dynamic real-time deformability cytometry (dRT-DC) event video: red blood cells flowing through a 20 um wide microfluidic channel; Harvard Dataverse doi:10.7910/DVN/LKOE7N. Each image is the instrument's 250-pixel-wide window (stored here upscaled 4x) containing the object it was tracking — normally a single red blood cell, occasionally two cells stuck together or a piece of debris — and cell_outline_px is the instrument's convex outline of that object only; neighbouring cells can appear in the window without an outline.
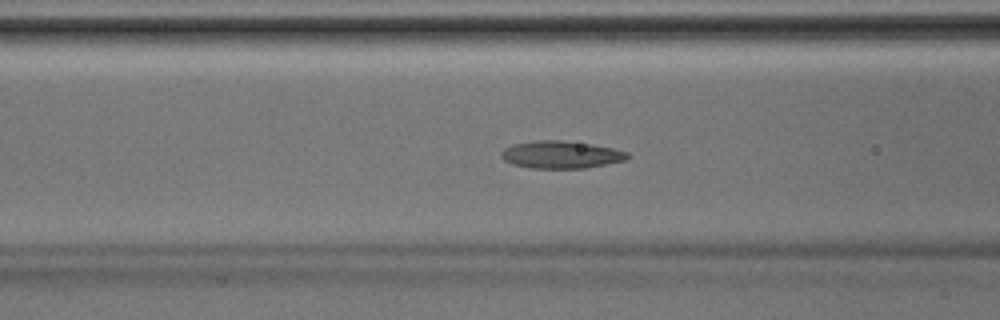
{"species": "Egyptian fruit bat (a non-hibernating species)", "species_latin": "Rousettus aegyptiacus", "temperature_condition": "room temperature", "stored_images_in_passage": 43, "segment_of_instrument_passage": [1, 2], "camera_frame_rate_fps": 3000, "um_per_image_px": 0.085, "animal": {"sex": "male"}, "frame": {"image": 1, "passage_image": 17, "time_ms": 5.333, "image_size_px": [1000, 320], "cell_outline_px": [[632, 156], [624, 160], [584, 168], [532, 168], [512, 164], [504, 160], [500, 156], [500, 152], [504, 148], [512, 144], [536, 140], [560, 140], [592, 144], [612, 148], [628, 152]], "centroid_in_image_um": [47.65, 13.14], "position_along_channel_um": 118.9, "area_um2": 20.17}}
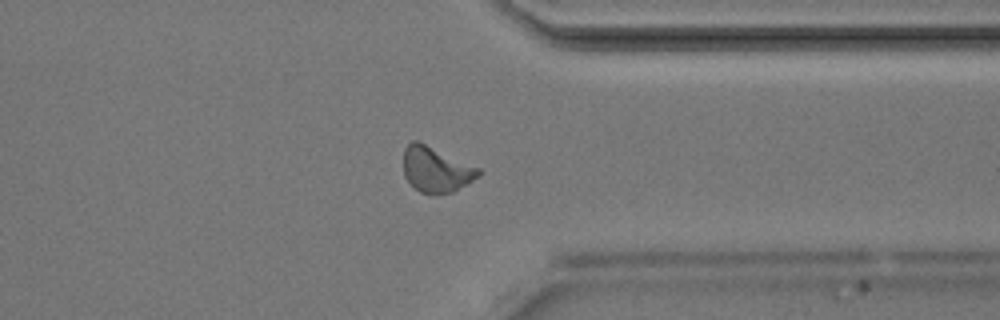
{"frame": {"image": 2, "passage_image": 33, "time_ms": 10.667, "image_size_px": [1000, 320], "cell_outline_px": [[484, 172], [480, 176], [452, 192], [432, 196], [420, 192], [404, 176], [404, 148], [412, 140], [416, 140], [480, 168]], "centroid_in_image_um": [37.08, 14.43], "position_along_channel_um": 374.3, "area_um2": 19.88}}
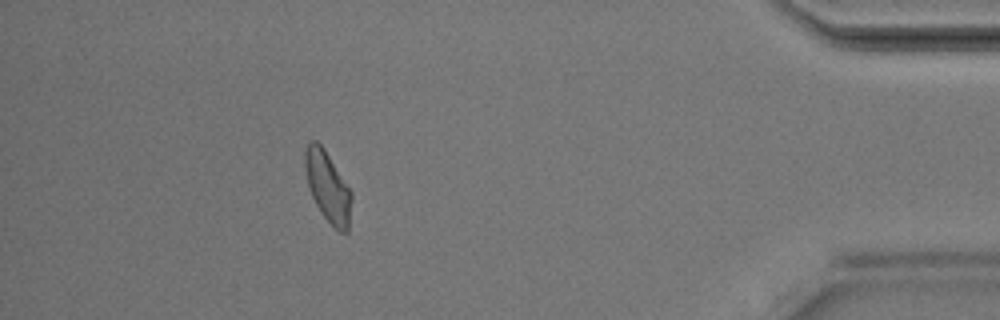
{"frame": {"image": 3, "passage_image": 38, "time_ms": 12.333, "image_size_px": [1000, 320], "cell_outline_px": [[352, 200], [348, 232], [340, 232], [320, 212], [312, 196], [308, 184], [304, 168], [304, 152], [308, 144], [312, 140], [316, 140], [324, 148], [352, 192]], "centroid_in_image_um": [27.86, 15.86], "position_along_channel_um": 407.3, "area_um2": 18.96}}